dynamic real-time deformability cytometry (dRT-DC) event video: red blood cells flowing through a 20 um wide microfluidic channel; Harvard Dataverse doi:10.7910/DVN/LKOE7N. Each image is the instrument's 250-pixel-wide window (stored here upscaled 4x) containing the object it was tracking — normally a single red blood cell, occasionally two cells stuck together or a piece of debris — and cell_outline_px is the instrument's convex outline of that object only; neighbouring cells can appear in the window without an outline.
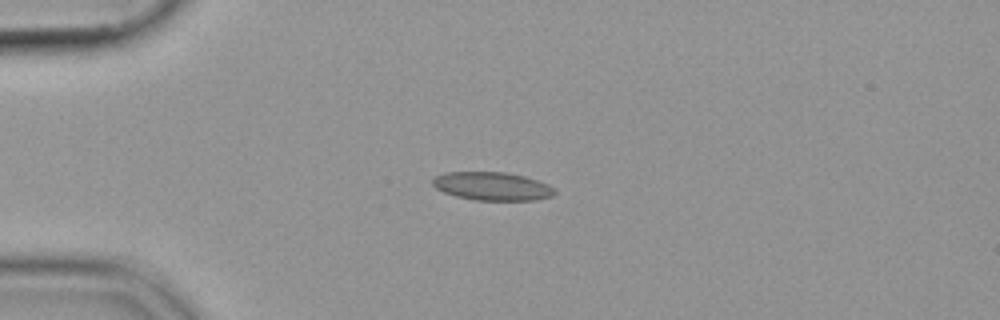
{"species": "common noctule bat (a hibernating species)", "species_latin": "Nyctalus noctula", "temperature_condition": "cold", "stored_images_in_passage": 48, "camera_frame_rate_fps": 3000, "um_per_image_px": 0.085, "animal": {"sex": "female", "body_mass_g": 19.9}, "frame": {"image": 1, "passage_image": 13, "time_ms": 4.0, "image_size_px": [1000, 320], "cell_outline_px": [[556, 192], [552, 196], [536, 200], [472, 200], [456, 196], [444, 192], [436, 188], [432, 184], [432, 180], [436, 176], [444, 172], [504, 172], [524, 176], [548, 184], [556, 188]], "centroid_in_image_um": [41.85, 15.83], "position_along_channel_um": 43.2, "area_um2": 20.17}}
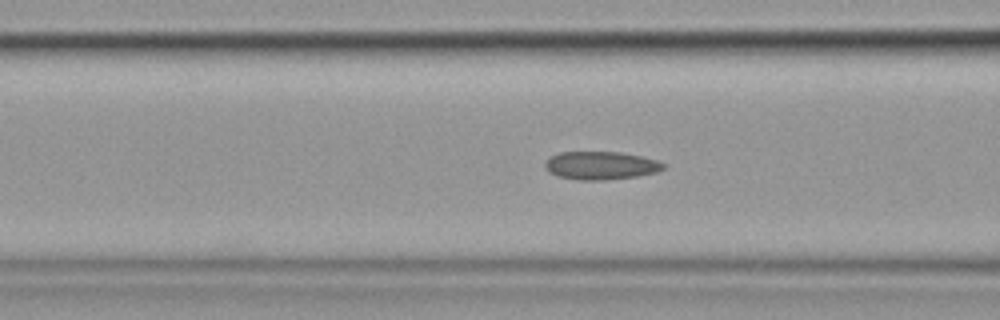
{"frame": {"image": 2, "passage_image": 21, "time_ms": 6.667, "image_size_px": [1000, 320], "cell_outline_px": [[664, 168], [660, 172], [636, 176], [608, 180], [576, 180], [556, 176], [548, 172], [544, 168], [544, 164], [552, 156], [560, 152], [620, 152], [640, 156], [656, 160], [664, 164]], "centroid_in_image_um": [51.05, 14.08], "position_along_channel_um": 115.5, "area_um2": 19.48}}
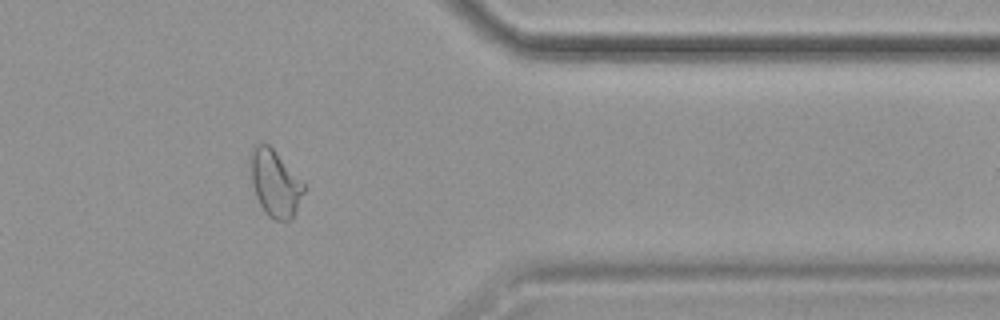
{"frame": {"image": 3, "passage_image": 44, "time_ms": 14.333, "image_size_px": [1000, 320], "cell_outline_px": [[308, 188], [292, 220], [272, 220], [264, 212], [256, 196], [252, 184], [248, 160], [248, 156], [252, 148], [256, 144], [264, 140], [272, 148]], "centroid_in_image_um": [23.37, 15.57], "position_along_channel_um": 388.0, "area_um2": 21.27}}